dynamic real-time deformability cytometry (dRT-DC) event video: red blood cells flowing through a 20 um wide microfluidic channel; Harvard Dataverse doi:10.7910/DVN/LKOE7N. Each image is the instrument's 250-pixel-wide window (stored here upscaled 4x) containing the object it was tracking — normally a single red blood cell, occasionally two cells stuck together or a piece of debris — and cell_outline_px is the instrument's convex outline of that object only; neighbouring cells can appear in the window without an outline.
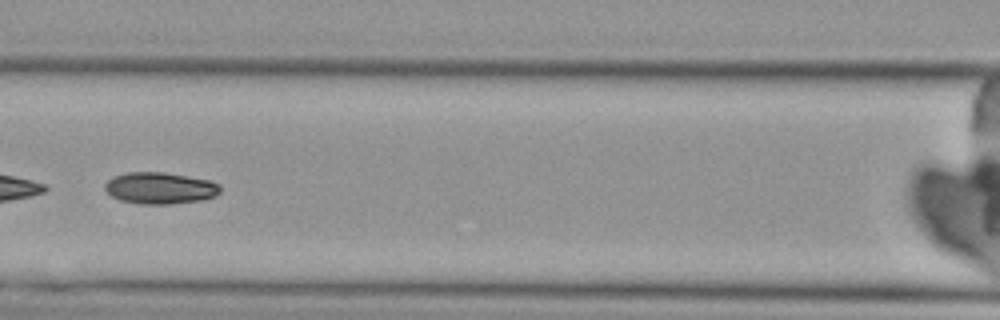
{"species": "Egyptian fruit bat (a non-hibernating species)", "species_latin": "Rousettus aegyptiacus", "temperature_condition": "cold", "stored_images_in_passage": 6, "camera_frame_rate_fps": 3000, "um_per_image_px": 0.085, "animal": {"sex": "female"}, "frame": {"image": 1, "passage_image": 6, "time_ms": 6.667, "image_size_px": [1000, 320], "cell_outline_px": [[220, 192], [216, 196], [200, 200], [172, 204], [140, 204], [120, 200], [112, 196], [104, 188], [104, 184], [108, 180], [124, 172], [164, 172], [212, 180], [220, 184]], "centroid_in_image_um": [13.63, 15.98], "position_along_channel_um": 153.0, "area_um2": 21.39}}